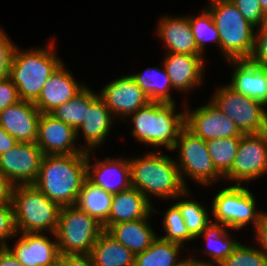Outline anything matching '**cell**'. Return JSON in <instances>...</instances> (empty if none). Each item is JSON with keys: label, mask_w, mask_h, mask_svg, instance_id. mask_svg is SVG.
Returning <instances> with one entry per match:
<instances>
[{"label": "cell", "mask_w": 267, "mask_h": 266, "mask_svg": "<svg viewBox=\"0 0 267 266\" xmlns=\"http://www.w3.org/2000/svg\"><path fill=\"white\" fill-rule=\"evenodd\" d=\"M88 152L71 155H43L33 185L61 207L76 205L87 178Z\"/></svg>", "instance_id": "6da1fadb"}, {"label": "cell", "mask_w": 267, "mask_h": 266, "mask_svg": "<svg viewBox=\"0 0 267 266\" xmlns=\"http://www.w3.org/2000/svg\"><path fill=\"white\" fill-rule=\"evenodd\" d=\"M128 162L131 186L138 189L150 203L148 194L162 199L191 195L181 181L176 160L158 153V149L141 157L128 158Z\"/></svg>", "instance_id": "7a4b0ae2"}, {"label": "cell", "mask_w": 267, "mask_h": 266, "mask_svg": "<svg viewBox=\"0 0 267 266\" xmlns=\"http://www.w3.org/2000/svg\"><path fill=\"white\" fill-rule=\"evenodd\" d=\"M62 64L54 52L53 41L47 49L19 50L12 54L8 77L17 87L20 100L34 102L40 95L44 84Z\"/></svg>", "instance_id": "3957f363"}, {"label": "cell", "mask_w": 267, "mask_h": 266, "mask_svg": "<svg viewBox=\"0 0 267 266\" xmlns=\"http://www.w3.org/2000/svg\"><path fill=\"white\" fill-rule=\"evenodd\" d=\"M175 103L150 101L129 115L134 123L132 134L148 145L174 148L180 130L185 126V113H175Z\"/></svg>", "instance_id": "277c9868"}, {"label": "cell", "mask_w": 267, "mask_h": 266, "mask_svg": "<svg viewBox=\"0 0 267 266\" xmlns=\"http://www.w3.org/2000/svg\"><path fill=\"white\" fill-rule=\"evenodd\" d=\"M208 11L218 30L220 49L228 61L249 60L256 32L230 0H211Z\"/></svg>", "instance_id": "5b68a950"}, {"label": "cell", "mask_w": 267, "mask_h": 266, "mask_svg": "<svg viewBox=\"0 0 267 266\" xmlns=\"http://www.w3.org/2000/svg\"><path fill=\"white\" fill-rule=\"evenodd\" d=\"M17 235L44 233L55 235L61 206L47 198L33 184L14 185L12 193Z\"/></svg>", "instance_id": "8992f818"}, {"label": "cell", "mask_w": 267, "mask_h": 266, "mask_svg": "<svg viewBox=\"0 0 267 266\" xmlns=\"http://www.w3.org/2000/svg\"><path fill=\"white\" fill-rule=\"evenodd\" d=\"M103 225L77 205L62 206L54 237L61 255L90 254Z\"/></svg>", "instance_id": "52a82bcc"}, {"label": "cell", "mask_w": 267, "mask_h": 266, "mask_svg": "<svg viewBox=\"0 0 267 266\" xmlns=\"http://www.w3.org/2000/svg\"><path fill=\"white\" fill-rule=\"evenodd\" d=\"M178 150L179 159L176 165L183 185L186 186L184 176H188L201 184L210 185L213 181L224 176L216 169L207 149L206 141L196 136L186 126L178 135L172 151Z\"/></svg>", "instance_id": "ba28073f"}, {"label": "cell", "mask_w": 267, "mask_h": 266, "mask_svg": "<svg viewBox=\"0 0 267 266\" xmlns=\"http://www.w3.org/2000/svg\"><path fill=\"white\" fill-rule=\"evenodd\" d=\"M213 97V98H212ZM211 102L230 118L243 134L267 131V111L263 102L236 92L229 85L218 87Z\"/></svg>", "instance_id": "9c48e42d"}, {"label": "cell", "mask_w": 267, "mask_h": 266, "mask_svg": "<svg viewBox=\"0 0 267 266\" xmlns=\"http://www.w3.org/2000/svg\"><path fill=\"white\" fill-rule=\"evenodd\" d=\"M256 205L252 192L235 184L218 191L213 198L211 212L215 223L223 224L229 229H241L249 222L256 229L263 214L255 209Z\"/></svg>", "instance_id": "30bf717a"}, {"label": "cell", "mask_w": 267, "mask_h": 266, "mask_svg": "<svg viewBox=\"0 0 267 266\" xmlns=\"http://www.w3.org/2000/svg\"><path fill=\"white\" fill-rule=\"evenodd\" d=\"M267 172V131L257 134H243L240 137L238 153L225 179L241 185L261 177Z\"/></svg>", "instance_id": "8fae6325"}, {"label": "cell", "mask_w": 267, "mask_h": 266, "mask_svg": "<svg viewBox=\"0 0 267 266\" xmlns=\"http://www.w3.org/2000/svg\"><path fill=\"white\" fill-rule=\"evenodd\" d=\"M43 152L36 142H17L0 155V171L14 185L33 184L38 176Z\"/></svg>", "instance_id": "7c38bea8"}, {"label": "cell", "mask_w": 267, "mask_h": 266, "mask_svg": "<svg viewBox=\"0 0 267 266\" xmlns=\"http://www.w3.org/2000/svg\"><path fill=\"white\" fill-rule=\"evenodd\" d=\"M194 111L185 108V126L205 141L216 138L241 137L238 126L211 102Z\"/></svg>", "instance_id": "4fadbf2b"}, {"label": "cell", "mask_w": 267, "mask_h": 266, "mask_svg": "<svg viewBox=\"0 0 267 266\" xmlns=\"http://www.w3.org/2000/svg\"><path fill=\"white\" fill-rule=\"evenodd\" d=\"M76 130L50 113H41L38 122L36 144L43 155H71L83 153L75 146Z\"/></svg>", "instance_id": "5bb4252c"}, {"label": "cell", "mask_w": 267, "mask_h": 266, "mask_svg": "<svg viewBox=\"0 0 267 266\" xmlns=\"http://www.w3.org/2000/svg\"><path fill=\"white\" fill-rule=\"evenodd\" d=\"M99 96L104 100L112 115L122 119L147 105L150 100L130 75L113 80L101 90Z\"/></svg>", "instance_id": "9a60e30c"}, {"label": "cell", "mask_w": 267, "mask_h": 266, "mask_svg": "<svg viewBox=\"0 0 267 266\" xmlns=\"http://www.w3.org/2000/svg\"><path fill=\"white\" fill-rule=\"evenodd\" d=\"M40 114L34 102L19 100L0 112V126L18 142H36Z\"/></svg>", "instance_id": "2e32d148"}, {"label": "cell", "mask_w": 267, "mask_h": 266, "mask_svg": "<svg viewBox=\"0 0 267 266\" xmlns=\"http://www.w3.org/2000/svg\"><path fill=\"white\" fill-rule=\"evenodd\" d=\"M113 122V115L106 107L104 100L99 96V93L90 89V107L86 108L85 119L76 129L77 139L80 136V130L84 135L85 144L81 148L85 152H93L94 154L95 149L93 148L105 141Z\"/></svg>", "instance_id": "e0dca14e"}, {"label": "cell", "mask_w": 267, "mask_h": 266, "mask_svg": "<svg viewBox=\"0 0 267 266\" xmlns=\"http://www.w3.org/2000/svg\"><path fill=\"white\" fill-rule=\"evenodd\" d=\"M86 86L75 81L62 63L44 84L39 97L34 101L41 113H50L56 107L68 102Z\"/></svg>", "instance_id": "ac0fdd59"}, {"label": "cell", "mask_w": 267, "mask_h": 266, "mask_svg": "<svg viewBox=\"0 0 267 266\" xmlns=\"http://www.w3.org/2000/svg\"><path fill=\"white\" fill-rule=\"evenodd\" d=\"M40 233H21L10 250L24 266H49L59 260L57 239Z\"/></svg>", "instance_id": "d6986e66"}, {"label": "cell", "mask_w": 267, "mask_h": 266, "mask_svg": "<svg viewBox=\"0 0 267 266\" xmlns=\"http://www.w3.org/2000/svg\"><path fill=\"white\" fill-rule=\"evenodd\" d=\"M90 153L87 158V179L112 194L131 187L130 165L128 159L116 160L106 157L90 165Z\"/></svg>", "instance_id": "ffe728a7"}, {"label": "cell", "mask_w": 267, "mask_h": 266, "mask_svg": "<svg viewBox=\"0 0 267 266\" xmlns=\"http://www.w3.org/2000/svg\"><path fill=\"white\" fill-rule=\"evenodd\" d=\"M202 56L167 52L163 66L173 89L187 91L202 84V74H204Z\"/></svg>", "instance_id": "44dd1931"}, {"label": "cell", "mask_w": 267, "mask_h": 266, "mask_svg": "<svg viewBox=\"0 0 267 266\" xmlns=\"http://www.w3.org/2000/svg\"><path fill=\"white\" fill-rule=\"evenodd\" d=\"M155 211L152 203L138 189L131 186L113 194L109 217L102 225L107 231L119 222L150 218L151 213Z\"/></svg>", "instance_id": "7402d4cb"}, {"label": "cell", "mask_w": 267, "mask_h": 266, "mask_svg": "<svg viewBox=\"0 0 267 266\" xmlns=\"http://www.w3.org/2000/svg\"><path fill=\"white\" fill-rule=\"evenodd\" d=\"M229 62L234 64L235 70L228 85L236 92L267 105V67L254 64L250 60Z\"/></svg>", "instance_id": "603a6c76"}, {"label": "cell", "mask_w": 267, "mask_h": 266, "mask_svg": "<svg viewBox=\"0 0 267 266\" xmlns=\"http://www.w3.org/2000/svg\"><path fill=\"white\" fill-rule=\"evenodd\" d=\"M156 31L165 43L168 53L202 55L197 49L188 16H165Z\"/></svg>", "instance_id": "cb8c5ba5"}, {"label": "cell", "mask_w": 267, "mask_h": 266, "mask_svg": "<svg viewBox=\"0 0 267 266\" xmlns=\"http://www.w3.org/2000/svg\"><path fill=\"white\" fill-rule=\"evenodd\" d=\"M149 218L113 224L107 232L134 255L145 251L158 237L148 223Z\"/></svg>", "instance_id": "d4e9b609"}, {"label": "cell", "mask_w": 267, "mask_h": 266, "mask_svg": "<svg viewBox=\"0 0 267 266\" xmlns=\"http://www.w3.org/2000/svg\"><path fill=\"white\" fill-rule=\"evenodd\" d=\"M95 266H134L135 255L104 230L89 254Z\"/></svg>", "instance_id": "484cf974"}, {"label": "cell", "mask_w": 267, "mask_h": 266, "mask_svg": "<svg viewBox=\"0 0 267 266\" xmlns=\"http://www.w3.org/2000/svg\"><path fill=\"white\" fill-rule=\"evenodd\" d=\"M228 227L220 224L211 222L200 235L204 236L207 242V249L204 253L211 258V262H200L209 266H219L239 245L240 242L231 239L227 234Z\"/></svg>", "instance_id": "4316f807"}, {"label": "cell", "mask_w": 267, "mask_h": 266, "mask_svg": "<svg viewBox=\"0 0 267 266\" xmlns=\"http://www.w3.org/2000/svg\"><path fill=\"white\" fill-rule=\"evenodd\" d=\"M112 197V193L105 191L86 178L76 205L103 224L109 217Z\"/></svg>", "instance_id": "83f0119b"}, {"label": "cell", "mask_w": 267, "mask_h": 266, "mask_svg": "<svg viewBox=\"0 0 267 266\" xmlns=\"http://www.w3.org/2000/svg\"><path fill=\"white\" fill-rule=\"evenodd\" d=\"M183 245L165 241L159 236L142 253L135 255L134 266H180L184 260L178 261V253Z\"/></svg>", "instance_id": "f1b7e54d"}, {"label": "cell", "mask_w": 267, "mask_h": 266, "mask_svg": "<svg viewBox=\"0 0 267 266\" xmlns=\"http://www.w3.org/2000/svg\"><path fill=\"white\" fill-rule=\"evenodd\" d=\"M130 76L144 91L150 101L175 103L169 94L172 85L164 66L163 69L147 68L142 73L132 74Z\"/></svg>", "instance_id": "f546056e"}, {"label": "cell", "mask_w": 267, "mask_h": 266, "mask_svg": "<svg viewBox=\"0 0 267 266\" xmlns=\"http://www.w3.org/2000/svg\"><path fill=\"white\" fill-rule=\"evenodd\" d=\"M206 145L216 169L224 176L232 168L240 137L211 139L206 141Z\"/></svg>", "instance_id": "4dcf8cb0"}, {"label": "cell", "mask_w": 267, "mask_h": 266, "mask_svg": "<svg viewBox=\"0 0 267 266\" xmlns=\"http://www.w3.org/2000/svg\"><path fill=\"white\" fill-rule=\"evenodd\" d=\"M90 107V89L87 86L68 102L50 112L54 117L65 122L75 130L82 124L86 108Z\"/></svg>", "instance_id": "1f68e13d"}, {"label": "cell", "mask_w": 267, "mask_h": 266, "mask_svg": "<svg viewBox=\"0 0 267 266\" xmlns=\"http://www.w3.org/2000/svg\"><path fill=\"white\" fill-rule=\"evenodd\" d=\"M185 221L189 233L196 239L202 231L212 222L206 208L196 200H183L176 202Z\"/></svg>", "instance_id": "d6a6232c"}, {"label": "cell", "mask_w": 267, "mask_h": 266, "mask_svg": "<svg viewBox=\"0 0 267 266\" xmlns=\"http://www.w3.org/2000/svg\"><path fill=\"white\" fill-rule=\"evenodd\" d=\"M192 34L194 35L197 49L204 55L203 51L207 41L214 42L220 48V38L213 18L208 10L202 11L197 17L188 16Z\"/></svg>", "instance_id": "836d02e7"}, {"label": "cell", "mask_w": 267, "mask_h": 266, "mask_svg": "<svg viewBox=\"0 0 267 266\" xmlns=\"http://www.w3.org/2000/svg\"><path fill=\"white\" fill-rule=\"evenodd\" d=\"M163 226L166 235L160 238L184 246V242L195 239L188 231L179 208L173 204L164 214Z\"/></svg>", "instance_id": "e575fe53"}, {"label": "cell", "mask_w": 267, "mask_h": 266, "mask_svg": "<svg viewBox=\"0 0 267 266\" xmlns=\"http://www.w3.org/2000/svg\"><path fill=\"white\" fill-rule=\"evenodd\" d=\"M219 266H267V256L256 247L239 243Z\"/></svg>", "instance_id": "d590c367"}, {"label": "cell", "mask_w": 267, "mask_h": 266, "mask_svg": "<svg viewBox=\"0 0 267 266\" xmlns=\"http://www.w3.org/2000/svg\"><path fill=\"white\" fill-rule=\"evenodd\" d=\"M17 236L12 202L0 205V247H8V238Z\"/></svg>", "instance_id": "8d00e7d4"}, {"label": "cell", "mask_w": 267, "mask_h": 266, "mask_svg": "<svg viewBox=\"0 0 267 266\" xmlns=\"http://www.w3.org/2000/svg\"><path fill=\"white\" fill-rule=\"evenodd\" d=\"M242 16L255 27L262 25L264 11L259 0H230Z\"/></svg>", "instance_id": "74e56055"}, {"label": "cell", "mask_w": 267, "mask_h": 266, "mask_svg": "<svg viewBox=\"0 0 267 266\" xmlns=\"http://www.w3.org/2000/svg\"><path fill=\"white\" fill-rule=\"evenodd\" d=\"M14 49L13 41L0 28V79L6 78L9 74Z\"/></svg>", "instance_id": "f35d334b"}, {"label": "cell", "mask_w": 267, "mask_h": 266, "mask_svg": "<svg viewBox=\"0 0 267 266\" xmlns=\"http://www.w3.org/2000/svg\"><path fill=\"white\" fill-rule=\"evenodd\" d=\"M254 49L249 60L259 66L267 67V28H256Z\"/></svg>", "instance_id": "ab89813d"}, {"label": "cell", "mask_w": 267, "mask_h": 266, "mask_svg": "<svg viewBox=\"0 0 267 266\" xmlns=\"http://www.w3.org/2000/svg\"><path fill=\"white\" fill-rule=\"evenodd\" d=\"M20 100L17 87L13 84L11 79H0V112L6 107L17 103Z\"/></svg>", "instance_id": "60d3db41"}, {"label": "cell", "mask_w": 267, "mask_h": 266, "mask_svg": "<svg viewBox=\"0 0 267 266\" xmlns=\"http://www.w3.org/2000/svg\"><path fill=\"white\" fill-rule=\"evenodd\" d=\"M62 266H95L89 254L61 255Z\"/></svg>", "instance_id": "b9f144b4"}, {"label": "cell", "mask_w": 267, "mask_h": 266, "mask_svg": "<svg viewBox=\"0 0 267 266\" xmlns=\"http://www.w3.org/2000/svg\"><path fill=\"white\" fill-rule=\"evenodd\" d=\"M256 240L261 247L260 250L267 256V213H263L260 222L255 229Z\"/></svg>", "instance_id": "7bdbcfd3"}, {"label": "cell", "mask_w": 267, "mask_h": 266, "mask_svg": "<svg viewBox=\"0 0 267 266\" xmlns=\"http://www.w3.org/2000/svg\"><path fill=\"white\" fill-rule=\"evenodd\" d=\"M14 184L0 171V205L12 200Z\"/></svg>", "instance_id": "ee69618b"}, {"label": "cell", "mask_w": 267, "mask_h": 266, "mask_svg": "<svg viewBox=\"0 0 267 266\" xmlns=\"http://www.w3.org/2000/svg\"><path fill=\"white\" fill-rule=\"evenodd\" d=\"M0 266H24L10 250V247H0Z\"/></svg>", "instance_id": "f6af8a7d"}, {"label": "cell", "mask_w": 267, "mask_h": 266, "mask_svg": "<svg viewBox=\"0 0 267 266\" xmlns=\"http://www.w3.org/2000/svg\"><path fill=\"white\" fill-rule=\"evenodd\" d=\"M17 142L14 137L0 126V155L13 148Z\"/></svg>", "instance_id": "bcb514c9"}, {"label": "cell", "mask_w": 267, "mask_h": 266, "mask_svg": "<svg viewBox=\"0 0 267 266\" xmlns=\"http://www.w3.org/2000/svg\"><path fill=\"white\" fill-rule=\"evenodd\" d=\"M180 266H208L195 258H186Z\"/></svg>", "instance_id": "7dc6e473"}, {"label": "cell", "mask_w": 267, "mask_h": 266, "mask_svg": "<svg viewBox=\"0 0 267 266\" xmlns=\"http://www.w3.org/2000/svg\"><path fill=\"white\" fill-rule=\"evenodd\" d=\"M257 28H267V10L264 12L262 25Z\"/></svg>", "instance_id": "c3c4849f"}, {"label": "cell", "mask_w": 267, "mask_h": 266, "mask_svg": "<svg viewBox=\"0 0 267 266\" xmlns=\"http://www.w3.org/2000/svg\"><path fill=\"white\" fill-rule=\"evenodd\" d=\"M259 2L263 11L265 12L267 10V0H259Z\"/></svg>", "instance_id": "681fc988"}, {"label": "cell", "mask_w": 267, "mask_h": 266, "mask_svg": "<svg viewBox=\"0 0 267 266\" xmlns=\"http://www.w3.org/2000/svg\"><path fill=\"white\" fill-rule=\"evenodd\" d=\"M49 266H62V264H61V254H60L59 260L56 261L54 264L49 265Z\"/></svg>", "instance_id": "f907efd6"}]
</instances>
